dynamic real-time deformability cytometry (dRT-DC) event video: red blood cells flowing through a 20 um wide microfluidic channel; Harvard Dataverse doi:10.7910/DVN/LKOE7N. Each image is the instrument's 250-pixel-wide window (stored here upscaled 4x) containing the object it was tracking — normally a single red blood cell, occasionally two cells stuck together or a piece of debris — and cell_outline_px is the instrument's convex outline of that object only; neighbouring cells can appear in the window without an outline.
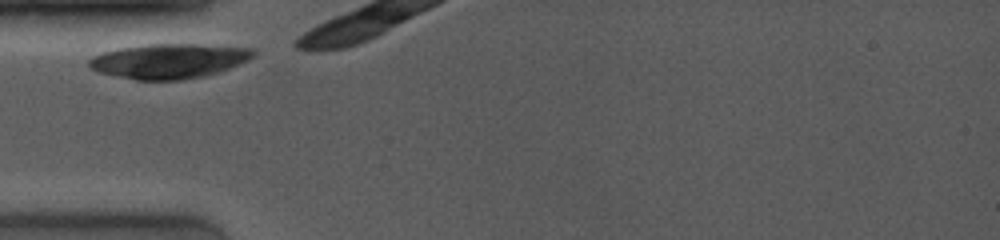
{"species": "common noctule bat (a hibernating species)", "species_latin": "Nyctalus noctula", "temperature_condition": "room temperature", "stored_images_in_passage": 6, "camera_frame_rate_fps": 4000, "um_per_image_px": 0.085, "animal": {"sex": "female", "body_mass_g": 19.0, "forearm_length_mm": 53.3}, "frame": {"image": 1, "passage_image": 1, "time_ms": 0.0, "image_size_px": [1000, 240], "cell_outline_px": [[256, 52], [248, 60], [220, 72], [204, 76], [180, 80], [136, 80], [100, 72], [88, 68], [88, 60], [92, 56], [104, 52], [120, 48], [144, 44], [200, 44], [252, 48]], "centroid_in_image_um": [14.35, 5.18], "position_along_channel_um": 70.6, "area_um2": 33.29}}